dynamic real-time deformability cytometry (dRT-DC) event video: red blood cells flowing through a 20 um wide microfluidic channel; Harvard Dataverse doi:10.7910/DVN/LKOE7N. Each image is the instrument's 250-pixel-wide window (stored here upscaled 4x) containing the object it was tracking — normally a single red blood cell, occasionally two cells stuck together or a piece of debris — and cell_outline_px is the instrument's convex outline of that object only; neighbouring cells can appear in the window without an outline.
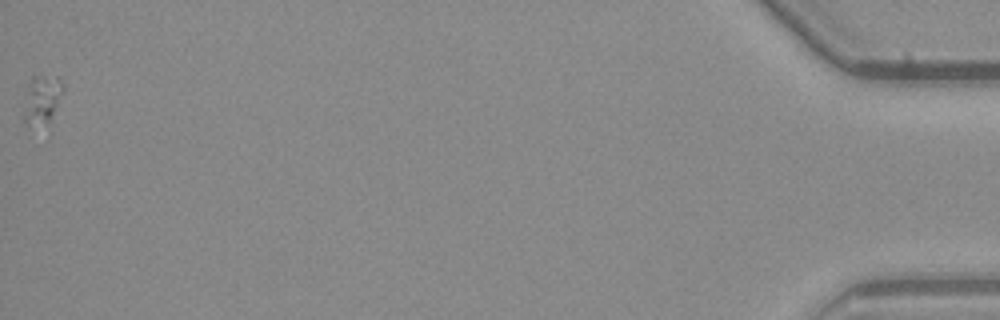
{"species": "common noctule bat (a hibernating species)", "species_latin": "Nyctalus noctula", "temperature_condition": "warm", "stored_images_in_passage": 38, "camera_frame_rate_fps": 3000, "um_per_image_px": 0.085, "animal": {"sex": "male", "body_mass_g": 23.1, "forearm_length_mm": 52.7}, "frame": {"image": 1, "passage_image": 38, "time_ms": 12.333, "image_size_px": [1000, 320], "cell_outline_px": [[64, 92], [52, 116], [48, 120], [28, 124], [24, 120], [24, 116], [28, 88], [32, 76], [60, 76], [64, 84]], "centroid_in_image_um": [3.65, 8.34], "position_along_channel_um": 431.6, "area_um2": 10.58}}